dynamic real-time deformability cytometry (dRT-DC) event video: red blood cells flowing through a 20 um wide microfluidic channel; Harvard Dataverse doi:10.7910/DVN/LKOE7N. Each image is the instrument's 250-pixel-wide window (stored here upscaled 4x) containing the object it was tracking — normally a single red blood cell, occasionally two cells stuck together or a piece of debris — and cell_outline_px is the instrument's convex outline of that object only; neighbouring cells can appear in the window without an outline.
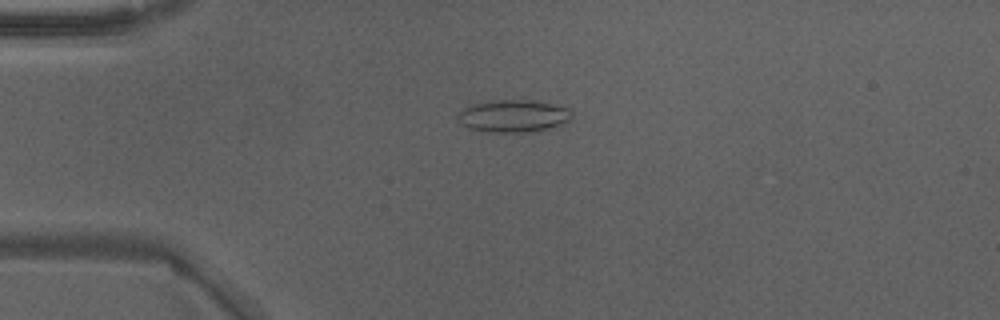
{"species": "Egyptian fruit bat (a non-hibernating species)", "species_latin": "Rousettus aegyptiacus", "temperature_condition": "warm", "stored_images_in_passage": 39, "camera_frame_rate_fps": 3000, "um_per_image_px": 0.085, "animal": {"sex": "male"}, "frame": {"image": 1, "passage_image": 3, "time_ms": 0.667, "image_size_px": [1000, 320], "cell_outline_px": [[572, 116], [568, 120], [532, 132], [492, 132], [468, 128], [460, 124], [456, 120], [456, 112], [472, 104], [488, 100], [528, 100], [552, 104], [568, 108], [572, 112]], "centroid_in_image_um": [43.51, 9.85], "position_along_channel_um": 41.5, "area_um2": 21.39}}
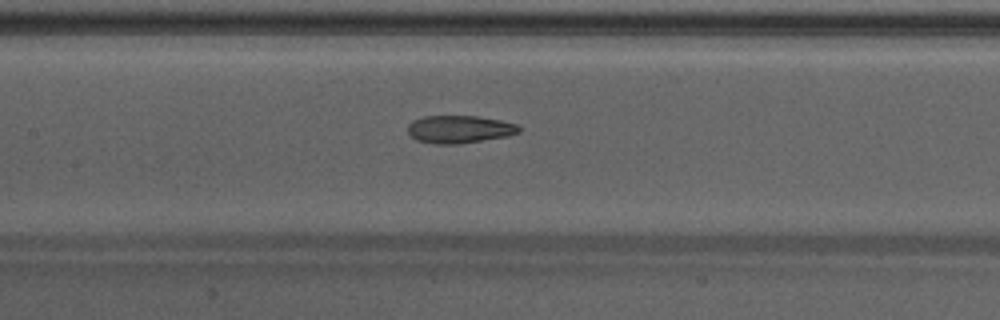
{"frame": {"image": 2, "passage_image": 14, "time_ms": 4.333, "image_size_px": [1000, 320], "cell_outline_px": [[520, 132], [508, 136], [460, 144], [436, 144], [416, 140], [408, 132], [408, 124], [412, 120], [424, 116], [476, 116], [500, 120], [516, 124], [520, 128]], "centroid_in_image_um": [39.04, 10.99], "position_along_channel_um": 168.4, "area_um2": 17.98}}
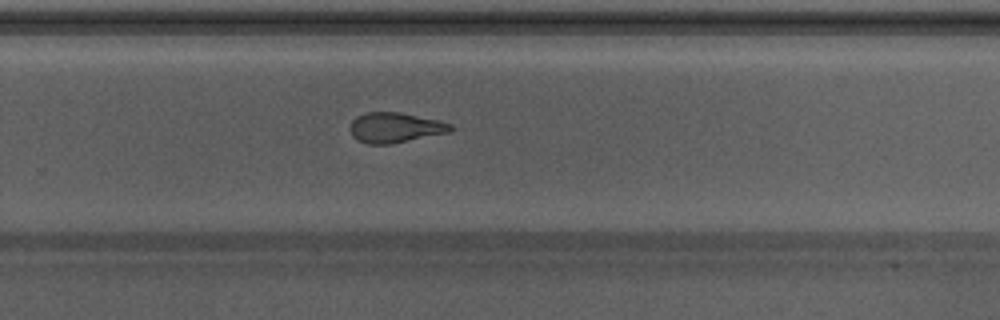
{"frame": {"image": 3, "passage_image": 23, "time_ms": 7.333, "image_size_px": [1000, 320], "cell_outline_px": [[452, 128], [448, 132], [392, 144], [368, 144], [356, 140], [352, 136], [352, 120], [356, 116], [364, 112], [400, 112], [440, 120], [452, 124]], "centroid_in_image_um": [33.57, 10.84], "position_along_channel_um": 296.2, "area_um2": 17.63}, "authors_computed_cell_mechanics": {"area_um2": 18.6694, "velocity_mm_per_s": 4.2748, "shape_relaxation_time_tau1_ms": 4.3891, "shape_relaxation_time_tau2_ms": 2.9943, "deformation_change_tau1": 0.1716, "deformation_change_tau2": 0.1279}}